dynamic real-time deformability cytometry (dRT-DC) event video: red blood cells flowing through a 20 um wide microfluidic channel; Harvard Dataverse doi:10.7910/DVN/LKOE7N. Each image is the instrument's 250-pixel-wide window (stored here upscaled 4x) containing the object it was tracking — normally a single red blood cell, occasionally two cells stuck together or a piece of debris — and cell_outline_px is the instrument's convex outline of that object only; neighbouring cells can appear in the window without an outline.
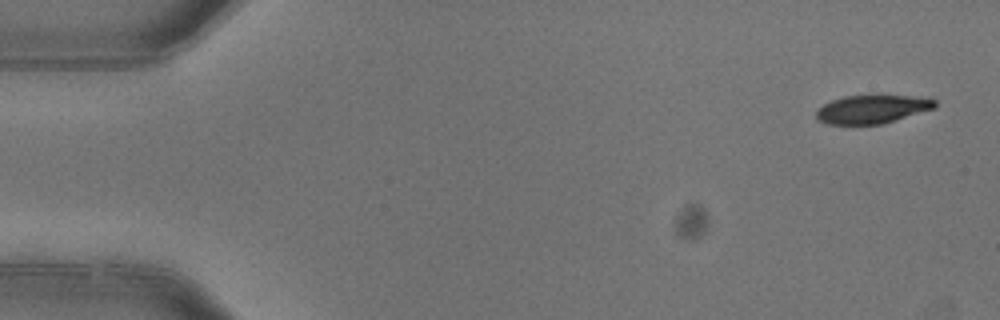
{"species": "common noctule bat (a hibernating species)", "species_latin": "Nyctalus noctula", "temperature_condition": "warm", "stored_images_in_passage": 8, "camera_frame_rate_fps": 3000, "um_per_image_px": 0.085, "animal": {"sex": "female"}, "frame": {"image": 1, "passage_image": 1, "time_ms": 0.0, "image_size_px": [1000, 320], "cell_outline_px": [[936, 108], [880, 124], [828, 124], [816, 120], [816, 112], [824, 104], [832, 100], [844, 96], [916, 96], [936, 100]], "centroid_in_image_um": [74.12, 9.28], "position_along_channel_um": 10.9, "area_um2": 19.36}}
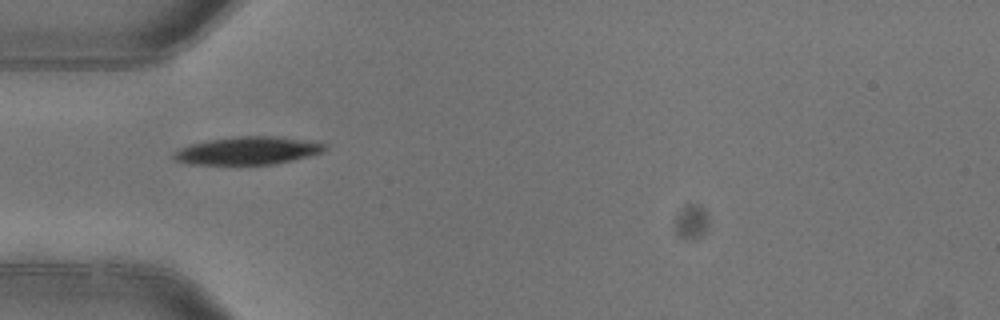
{"frame": {"image": 2, "passage_image": 5, "time_ms": 1.333, "image_size_px": [1000, 320], "cell_outline_px": [[324, 148], [320, 152], [292, 160], [272, 164], [188, 164], [176, 160], [172, 156], [172, 152], [188, 144], [208, 140], [240, 136], [276, 136], [316, 140], [324, 144]], "centroid_in_image_um": [21.02, 12.79], "position_along_channel_um": 64.0, "area_um2": 24.45}}